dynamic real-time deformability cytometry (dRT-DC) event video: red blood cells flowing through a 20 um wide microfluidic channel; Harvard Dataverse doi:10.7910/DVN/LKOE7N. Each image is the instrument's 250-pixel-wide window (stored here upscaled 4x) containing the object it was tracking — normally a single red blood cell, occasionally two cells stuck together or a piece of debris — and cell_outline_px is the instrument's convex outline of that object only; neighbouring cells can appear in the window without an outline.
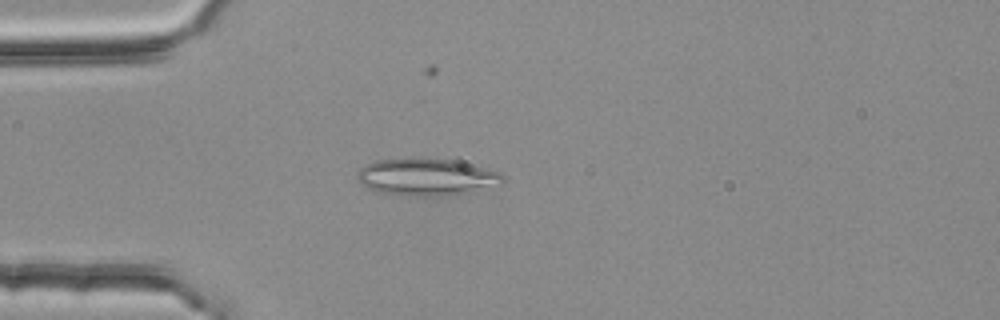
{"species": "common noctule bat (a hibernating species)", "species_latin": "Nyctalus noctula", "temperature_condition": "room temperature", "stored_images_in_passage": 2, "camera_frame_rate_fps": 3000, "um_per_image_px": 0.085, "animal": {"sex": "female", "body_mass_g": 25.1}, "frame": {"image": 1, "passage_image": 2, "time_ms": 0.333, "image_size_px": [1000, 320], "cell_outline_px": [[504, 180], [500, 184], [468, 192], [444, 196], [408, 196], [376, 192], [360, 184], [356, 176], [356, 172], [360, 168], [376, 160], [420, 156], [424, 156], [452, 160], [500, 172], [504, 176]], "centroid_in_image_um": [36.18, 15.03], "position_along_channel_um": 48.8, "area_um2": 31.96}}